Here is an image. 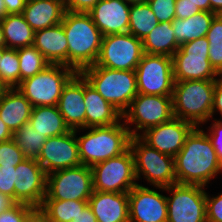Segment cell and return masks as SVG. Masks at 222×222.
I'll list each match as a JSON object with an SVG mask.
<instances>
[{
  "label": "cell",
  "instance_id": "obj_4",
  "mask_svg": "<svg viewBox=\"0 0 222 222\" xmlns=\"http://www.w3.org/2000/svg\"><path fill=\"white\" fill-rule=\"evenodd\" d=\"M215 80L174 82V117L202 126L211 119Z\"/></svg>",
  "mask_w": 222,
  "mask_h": 222
},
{
  "label": "cell",
  "instance_id": "obj_55",
  "mask_svg": "<svg viewBox=\"0 0 222 222\" xmlns=\"http://www.w3.org/2000/svg\"><path fill=\"white\" fill-rule=\"evenodd\" d=\"M6 49H7L6 47H0V63H1V60H2V57H3V53Z\"/></svg>",
  "mask_w": 222,
  "mask_h": 222
},
{
  "label": "cell",
  "instance_id": "obj_39",
  "mask_svg": "<svg viewBox=\"0 0 222 222\" xmlns=\"http://www.w3.org/2000/svg\"><path fill=\"white\" fill-rule=\"evenodd\" d=\"M206 192V221L222 222V193L212 195Z\"/></svg>",
  "mask_w": 222,
  "mask_h": 222
},
{
  "label": "cell",
  "instance_id": "obj_22",
  "mask_svg": "<svg viewBox=\"0 0 222 222\" xmlns=\"http://www.w3.org/2000/svg\"><path fill=\"white\" fill-rule=\"evenodd\" d=\"M85 128L111 126L122 121V113L106 101L84 78Z\"/></svg>",
  "mask_w": 222,
  "mask_h": 222
},
{
  "label": "cell",
  "instance_id": "obj_52",
  "mask_svg": "<svg viewBox=\"0 0 222 222\" xmlns=\"http://www.w3.org/2000/svg\"><path fill=\"white\" fill-rule=\"evenodd\" d=\"M4 0H0V22L7 16Z\"/></svg>",
  "mask_w": 222,
  "mask_h": 222
},
{
  "label": "cell",
  "instance_id": "obj_16",
  "mask_svg": "<svg viewBox=\"0 0 222 222\" xmlns=\"http://www.w3.org/2000/svg\"><path fill=\"white\" fill-rule=\"evenodd\" d=\"M48 175L51 172L82 165L76 130L55 137L47 138L37 159Z\"/></svg>",
  "mask_w": 222,
  "mask_h": 222
},
{
  "label": "cell",
  "instance_id": "obj_30",
  "mask_svg": "<svg viewBox=\"0 0 222 222\" xmlns=\"http://www.w3.org/2000/svg\"><path fill=\"white\" fill-rule=\"evenodd\" d=\"M88 205V200L43 199L39 207L49 222H71Z\"/></svg>",
  "mask_w": 222,
  "mask_h": 222
},
{
  "label": "cell",
  "instance_id": "obj_11",
  "mask_svg": "<svg viewBox=\"0 0 222 222\" xmlns=\"http://www.w3.org/2000/svg\"><path fill=\"white\" fill-rule=\"evenodd\" d=\"M206 187L173 184L163 187L167 198V222H207Z\"/></svg>",
  "mask_w": 222,
  "mask_h": 222
},
{
  "label": "cell",
  "instance_id": "obj_32",
  "mask_svg": "<svg viewBox=\"0 0 222 222\" xmlns=\"http://www.w3.org/2000/svg\"><path fill=\"white\" fill-rule=\"evenodd\" d=\"M13 140L25 158L37 160L47 137L36 131L28 122L13 133Z\"/></svg>",
  "mask_w": 222,
  "mask_h": 222
},
{
  "label": "cell",
  "instance_id": "obj_38",
  "mask_svg": "<svg viewBox=\"0 0 222 222\" xmlns=\"http://www.w3.org/2000/svg\"><path fill=\"white\" fill-rule=\"evenodd\" d=\"M15 170L16 166H0V192L15 201Z\"/></svg>",
  "mask_w": 222,
  "mask_h": 222
},
{
  "label": "cell",
  "instance_id": "obj_28",
  "mask_svg": "<svg viewBox=\"0 0 222 222\" xmlns=\"http://www.w3.org/2000/svg\"><path fill=\"white\" fill-rule=\"evenodd\" d=\"M1 25L6 48L19 49L34 44L35 31L26 22L23 14H8Z\"/></svg>",
  "mask_w": 222,
  "mask_h": 222
},
{
  "label": "cell",
  "instance_id": "obj_13",
  "mask_svg": "<svg viewBox=\"0 0 222 222\" xmlns=\"http://www.w3.org/2000/svg\"><path fill=\"white\" fill-rule=\"evenodd\" d=\"M93 191L91 167L80 165L49 173L44 199L89 200Z\"/></svg>",
  "mask_w": 222,
  "mask_h": 222
},
{
  "label": "cell",
  "instance_id": "obj_43",
  "mask_svg": "<svg viewBox=\"0 0 222 222\" xmlns=\"http://www.w3.org/2000/svg\"><path fill=\"white\" fill-rule=\"evenodd\" d=\"M66 11L88 13L99 0H63Z\"/></svg>",
  "mask_w": 222,
  "mask_h": 222
},
{
  "label": "cell",
  "instance_id": "obj_47",
  "mask_svg": "<svg viewBox=\"0 0 222 222\" xmlns=\"http://www.w3.org/2000/svg\"><path fill=\"white\" fill-rule=\"evenodd\" d=\"M23 222H49L44 212L39 207H34L26 216Z\"/></svg>",
  "mask_w": 222,
  "mask_h": 222
},
{
  "label": "cell",
  "instance_id": "obj_5",
  "mask_svg": "<svg viewBox=\"0 0 222 222\" xmlns=\"http://www.w3.org/2000/svg\"><path fill=\"white\" fill-rule=\"evenodd\" d=\"M80 73L106 101L122 114L138 94L135 71L89 66Z\"/></svg>",
  "mask_w": 222,
  "mask_h": 222
},
{
  "label": "cell",
  "instance_id": "obj_9",
  "mask_svg": "<svg viewBox=\"0 0 222 222\" xmlns=\"http://www.w3.org/2000/svg\"><path fill=\"white\" fill-rule=\"evenodd\" d=\"M175 82L188 80H216L220 75L209 61L207 37L183 43L172 56Z\"/></svg>",
  "mask_w": 222,
  "mask_h": 222
},
{
  "label": "cell",
  "instance_id": "obj_26",
  "mask_svg": "<svg viewBox=\"0 0 222 222\" xmlns=\"http://www.w3.org/2000/svg\"><path fill=\"white\" fill-rule=\"evenodd\" d=\"M29 124L47 138L60 136L70 131L58 106L33 107Z\"/></svg>",
  "mask_w": 222,
  "mask_h": 222
},
{
  "label": "cell",
  "instance_id": "obj_6",
  "mask_svg": "<svg viewBox=\"0 0 222 222\" xmlns=\"http://www.w3.org/2000/svg\"><path fill=\"white\" fill-rule=\"evenodd\" d=\"M130 149L134 155L136 180L143 177L152 187H168L177 183L174 157L150 147L139 136L131 137Z\"/></svg>",
  "mask_w": 222,
  "mask_h": 222
},
{
  "label": "cell",
  "instance_id": "obj_18",
  "mask_svg": "<svg viewBox=\"0 0 222 222\" xmlns=\"http://www.w3.org/2000/svg\"><path fill=\"white\" fill-rule=\"evenodd\" d=\"M194 127L189 121L173 117L163 124L147 129L139 137L150 147L175 157Z\"/></svg>",
  "mask_w": 222,
  "mask_h": 222
},
{
  "label": "cell",
  "instance_id": "obj_48",
  "mask_svg": "<svg viewBox=\"0 0 222 222\" xmlns=\"http://www.w3.org/2000/svg\"><path fill=\"white\" fill-rule=\"evenodd\" d=\"M13 139V133L0 118V142H6Z\"/></svg>",
  "mask_w": 222,
  "mask_h": 222
},
{
  "label": "cell",
  "instance_id": "obj_17",
  "mask_svg": "<svg viewBox=\"0 0 222 222\" xmlns=\"http://www.w3.org/2000/svg\"><path fill=\"white\" fill-rule=\"evenodd\" d=\"M157 189L138 183L128 192L130 222H167V198Z\"/></svg>",
  "mask_w": 222,
  "mask_h": 222
},
{
  "label": "cell",
  "instance_id": "obj_3",
  "mask_svg": "<svg viewBox=\"0 0 222 222\" xmlns=\"http://www.w3.org/2000/svg\"><path fill=\"white\" fill-rule=\"evenodd\" d=\"M85 134H77L80 131ZM80 135V136H79ZM131 134L123 119L111 126L89 127L76 130L79 157L82 165H93L117 157L130 148Z\"/></svg>",
  "mask_w": 222,
  "mask_h": 222
},
{
  "label": "cell",
  "instance_id": "obj_8",
  "mask_svg": "<svg viewBox=\"0 0 222 222\" xmlns=\"http://www.w3.org/2000/svg\"><path fill=\"white\" fill-rule=\"evenodd\" d=\"M173 117L172 96L140 93L122 114V119L131 136H140L147 129L163 124Z\"/></svg>",
  "mask_w": 222,
  "mask_h": 222
},
{
  "label": "cell",
  "instance_id": "obj_36",
  "mask_svg": "<svg viewBox=\"0 0 222 222\" xmlns=\"http://www.w3.org/2000/svg\"><path fill=\"white\" fill-rule=\"evenodd\" d=\"M24 159L22 150L13 139L0 142V166H17Z\"/></svg>",
  "mask_w": 222,
  "mask_h": 222
},
{
  "label": "cell",
  "instance_id": "obj_41",
  "mask_svg": "<svg viewBox=\"0 0 222 222\" xmlns=\"http://www.w3.org/2000/svg\"><path fill=\"white\" fill-rule=\"evenodd\" d=\"M205 132L212 142L218 159L222 163V122L213 119V122H211Z\"/></svg>",
  "mask_w": 222,
  "mask_h": 222
},
{
  "label": "cell",
  "instance_id": "obj_23",
  "mask_svg": "<svg viewBox=\"0 0 222 222\" xmlns=\"http://www.w3.org/2000/svg\"><path fill=\"white\" fill-rule=\"evenodd\" d=\"M33 46L50 64L68 66V42L61 23L36 31Z\"/></svg>",
  "mask_w": 222,
  "mask_h": 222
},
{
  "label": "cell",
  "instance_id": "obj_19",
  "mask_svg": "<svg viewBox=\"0 0 222 222\" xmlns=\"http://www.w3.org/2000/svg\"><path fill=\"white\" fill-rule=\"evenodd\" d=\"M130 7L124 0H99L88 14L103 36L126 33L129 29Z\"/></svg>",
  "mask_w": 222,
  "mask_h": 222
},
{
  "label": "cell",
  "instance_id": "obj_14",
  "mask_svg": "<svg viewBox=\"0 0 222 222\" xmlns=\"http://www.w3.org/2000/svg\"><path fill=\"white\" fill-rule=\"evenodd\" d=\"M135 73L138 93L172 96L175 82L172 57L144 53Z\"/></svg>",
  "mask_w": 222,
  "mask_h": 222
},
{
  "label": "cell",
  "instance_id": "obj_53",
  "mask_svg": "<svg viewBox=\"0 0 222 222\" xmlns=\"http://www.w3.org/2000/svg\"><path fill=\"white\" fill-rule=\"evenodd\" d=\"M0 47H6V43L4 40V33H3V28L0 22Z\"/></svg>",
  "mask_w": 222,
  "mask_h": 222
},
{
  "label": "cell",
  "instance_id": "obj_46",
  "mask_svg": "<svg viewBox=\"0 0 222 222\" xmlns=\"http://www.w3.org/2000/svg\"><path fill=\"white\" fill-rule=\"evenodd\" d=\"M71 222H97V218L89 205H87Z\"/></svg>",
  "mask_w": 222,
  "mask_h": 222
},
{
  "label": "cell",
  "instance_id": "obj_42",
  "mask_svg": "<svg viewBox=\"0 0 222 222\" xmlns=\"http://www.w3.org/2000/svg\"><path fill=\"white\" fill-rule=\"evenodd\" d=\"M199 12L197 6L187 0L175 1V18L187 19Z\"/></svg>",
  "mask_w": 222,
  "mask_h": 222
},
{
  "label": "cell",
  "instance_id": "obj_34",
  "mask_svg": "<svg viewBox=\"0 0 222 222\" xmlns=\"http://www.w3.org/2000/svg\"><path fill=\"white\" fill-rule=\"evenodd\" d=\"M209 43V61L222 76V15H216L206 34Z\"/></svg>",
  "mask_w": 222,
  "mask_h": 222
},
{
  "label": "cell",
  "instance_id": "obj_10",
  "mask_svg": "<svg viewBox=\"0 0 222 222\" xmlns=\"http://www.w3.org/2000/svg\"><path fill=\"white\" fill-rule=\"evenodd\" d=\"M93 189L100 192L128 193L136 182L134 155L129 148L123 154L91 167Z\"/></svg>",
  "mask_w": 222,
  "mask_h": 222
},
{
  "label": "cell",
  "instance_id": "obj_40",
  "mask_svg": "<svg viewBox=\"0 0 222 222\" xmlns=\"http://www.w3.org/2000/svg\"><path fill=\"white\" fill-rule=\"evenodd\" d=\"M33 208L34 207L24 203H15L13 206L0 213V222H23L25 216Z\"/></svg>",
  "mask_w": 222,
  "mask_h": 222
},
{
  "label": "cell",
  "instance_id": "obj_27",
  "mask_svg": "<svg viewBox=\"0 0 222 222\" xmlns=\"http://www.w3.org/2000/svg\"><path fill=\"white\" fill-rule=\"evenodd\" d=\"M216 15L214 12L200 11L187 19L175 18L172 21V27L176 42L181 45L205 37Z\"/></svg>",
  "mask_w": 222,
  "mask_h": 222
},
{
  "label": "cell",
  "instance_id": "obj_49",
  "mask_svg": "<svg viewBox=\"0 0 222 222\" xmlns=\"http://www.w3.org/2000/svg\"><path fill=\"white\" fill-rule=\"evenodd\" d=\"M16 202L9 196L0 192V213L13 206Z\"/></svg>",
  "mask_w": 222,
  "mask_h": 222
},
{
  "label": "cell",
  "instance_id": "obj_1",
  "mask_svg": "<svg viewBox=\"0 0 222 222\" xmlns=\"http://www.w3.org/2000/svg\"><path fill=\"white\" fill-rule=\"evenodd\" d=\"M174 159L179 184L207 187L210 181L222 173V163L202 126L191 130Z\"/></svg>",
  "mask_w": 222,
  "mask_h": 222
},
{
  "label": "cell",
  "instance_id": "obj_2",
  "mask_svg": "<svg viewBox=\"0 0 222 222\" xmlns=\"http://www.w3.org/2000/svg\"><path fill=\"white\" fill-rule=\"evenodd\" d=\"M61 24L68 42V66L80 73L94 65L100 54L103 34L88 13L65 11Z\"/></svg>",
  "mask_w": 222,
  "mask_h": 222
},
{
  "label": "cell",
  "instance_id": "obj_12",
  "mask_svg": "<svg viewBox=\"0 0 222 222\" xmlns=\"http://www.w3.org/2000/svg\"><path fill=\"white\" fill-rule=\"evenodd\" d=\"M144 54L142 40L129 32L103 36L97 62L114 70L135 71Z\"/></svg>",
  "mask_w": 222,
  "mask_h": 222
},
{
  "label": "cell",
  "instance_id": "obj_44",
  "mask_svg": "<svg viewBox=\"0 0 222 222\" xmlns=\"http://www.w3.org/2000/svg\"><path fill=\"white\" fill-rule=\"evenodd\" d=\"M217 112V113H216ZM220 114L221 118L216 119L214 115ZM217 120L222 122V76L215 80V87H214V98H213V105H212V113L210 120Z\"/></svg>",
  "mask_w": 222,
  "mask_h": 222
},
{
  "label": "cell",
  "instance_id": "obj_31",
  "mask_svg": "<svg viewBox=\"0 0 222 222\" xmlns=\"http://www.w3.org/2000/svg\"><path fill=\"white\" fill-rule=\"evenodd\" d=\"M158 24L159 22L147 2L131 5L128 29L130 34L143 40Z\"/></svg>",
  "mask_w": 222,
  "mask_h": 222
},
{
  "label": "cell",
  "instance_id": "obj_33",
  "mask_svg": "<svg viewBox=\"0 0 222 222\" xmlns=\"http://www.w3.org/2000/svg\"><path fill=\"white\" fill-rule=\"evenodd\" d=\"M20 62V82L44 70L50 63L32 45L17 49Z\"/></svg>",
  "mask_w": 222,
  "mask_h": 222
},
{
  "label": "cell",
  "instance_id": "obj_15",
  "mask_svg": "<svg viewBox=\"0 0 222 222\" xmlns=\"http://www.w3.org/2000/svg\"><path fill=\"white\" fill-rule=\"evenodd\" d=\"M47 174L36 159L25 158L15 170V202L40 207L46 196Z\"/></svg>",
  "mask_w": 222,
  "mask_h": 222
},
{
  "label": "cell",
  "instance_id": "obj_37",
  "mask_svg": "<svg viewBox=\"0 0 222 222\" xmlns=\"http://www.w3.org/2000/svg\"><path fill=\"white\" fill-rule=\"evenodd\" d=\"M176 0H148L158 22H172L175 19Z\"/></svg>",
  "mask_w": 222,
  "mask_h": 222
},
{
  "label": "cell",
  "instance_id": "obj_45",
  "mask_svg": "<svg viewBox=\"0 0 222 222\" xmlns=\"http://www.w3.org/2000/svg\"><path fill=\"white\" fill-rule=\"evenodd\" d=\"M27 0H4L7 14H21L25 8Z\"/></svg>",
  "mask_w": 222,
  "mask_h": 222
},
{
  "label": "cell",
  "instance_id": "obj_21",
  "mask_svg": "<svg viewBox=\"0 0 222 222\" xmlns=\"http://www.w3.org/2000/svg\"><path fill=\"white\" fill-rule=\"evenodd\" d=\"M88 205L97 222H130L128 193L93 191Z\"/></svg>",
  "mask_w": 222,
  "mask_h": 222
},
{
  "label": "cell",
  "instance_id": "obj_7",
  "mask_svg": "<svg viewBox=\"0 0 222 222\" xmlns=\"http://www.w3.org/2000/svg\"><path fill=\"white\" fill-rule=\"evenodd\" d=\"M77 72L66 65L50 64L40 73L26 78L16 87L36 106H57L64 86Z\"/></svg>",
  "mask_w": 222,
  "mask_h": 222
},
{
  "label": "cell",
  "instance_id": "obj_54",
  "mask_svg": "<svg viewBox=\"0 0 222 222\" xmlns=\"http://www.w3.org/2000/svg\"><path fill=\"white\" fill-rule=\"evenodd\" d=\"M124 1L129 5H134V4L146 3L148 0H124Z\"/></svg>",
  "mask_w": 222,
  "mask_h": 222
},
{
  "label": "cell",
  "instance_id": "obj_24",
  "mask_svg": "<svg viewBox=\"0 0 222 222\" xmlns=\"http://www.w3.org/2000/svg\"><path fill=\"white\" fill-rule=\"evenodd\" d=\"M32 109V104L17 88H6L0 97V118L12 133L29 122Z\"/></svg>",
  "mask_w": 222,
  "mask_h": 222
},
{
  "label": "cell",
  "instance_id": "obj_50",
  "mask_svg": "<svg viewBox=\"0 0 222 222\" xmlns=\"http://www.w3.org/2000/svg\"><path fill=\"white\" fill-rule=\"evenodd\" d=\"M192 4L196 5L200 11H209L210 12V2L209 0H187Z\"/></svg>",
  "mask_w": 222,
  "mask_h": 222
},
{
  "label": "cell",
  "instance_id": "obj_51",
  "mask_svg": "<svg viewBox=\"0 0 222 222\" xmlns=\"http://www.w3.org/2000/svg\"><path fill=\"white\" fill-rule=\"evenodd\" d=\"M210 12H214L217 15H222V0H209Z\"/></svg>",
  "mask_w": 222,
  "mask_h": 222
},
{
  "label": "cell",
  "instance_id": "obj_25",
  "mask_svg": "<svg viewBox=\"0 0 222 222\" xmlns=\"http://www.w3.org/2000/svg\"><path fill=\"white\" fill-rule=\"evenodd\" d=\"M65 11L63 0H27L22 14L36 32L60 24Z\"/></svg>",
  "mask_w": 222,
  "mask_h": 222
},
{
  "label": "cell",
  "instance_id": "obj_35",
  "mask_svg": "<svg viewBox=\"0 0 222 222\" xmlns=\"http://www.w3.org/2000/svg\"><path fill=\"white\" fill-rule=\"evenodd\" d=\"M0 81L6 88H16L20 84V62L17 49L7 48L0 63Z\"/></svg>",
  "mask_w": 222,
  "mask_h": 222
},
{
  "label": "cell",
  "instance_id": "obj_29",
  "mask_svg": "<svg viewBox=\"0 0 222 222\" xmlns=\"http://www.w3.org/2000/svg\"><path fill=\"white\" fill-rule=\"evenodd\" d=\"M174 33L172 22H160L142 40L144 53L172 57L180 47Z\"/></svg>",
  "mask_w": 222,
  "mask_h": 222
},
{
  "label": "cell",
  "instance_id": "obj_56",
  "mask_svg": "<svg viewBox=\"0 0 222 222\" xmlns=\"http://www.w3.org/2000/svg\"><path fill=\"white\" fill-rule=\"evenodd\" d=\"M5 89H6V87L0 81V97H1V95L4 92Z\"/></svg>",
  "mask_w": 222,
  "mask_h": 222
},
{
  "label": "cell",
  "instance_id": "obj_20",
  "mask_svg": "<svg viewBox=\"0 0 222 222\" xmlns=\"http://www.w3.org/2000/svg\"><path fill=\"white\" fill-rule=\"evenodd\" d=\"M58 109L70 130L85 128L84 76L76 73L64 86Z\"/></svg>",
  "mask_w": 222,
  "mask_h": 222
}]
</instances>
